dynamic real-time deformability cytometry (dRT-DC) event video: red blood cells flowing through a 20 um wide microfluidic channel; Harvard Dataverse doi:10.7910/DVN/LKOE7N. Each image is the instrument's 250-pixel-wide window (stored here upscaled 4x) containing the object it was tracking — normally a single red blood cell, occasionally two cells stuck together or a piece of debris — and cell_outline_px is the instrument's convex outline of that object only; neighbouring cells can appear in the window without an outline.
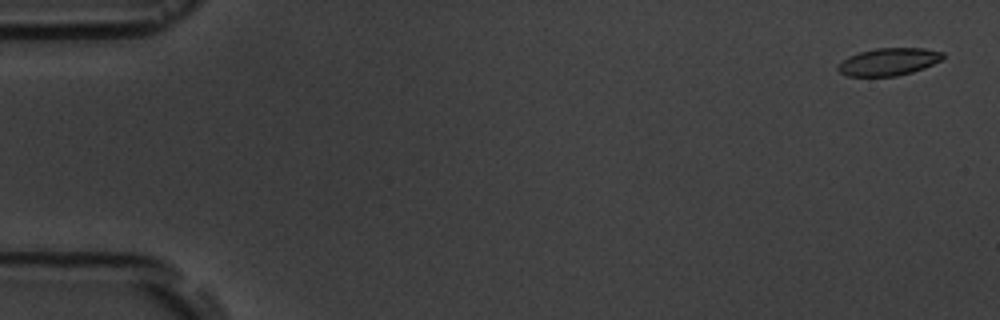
{"species": "common noctule bat (a hibernating species)", "species_latin": "Nyctalus noctula", "temperature_condition": "room temperature", "stored_images_in_passage": 7, "camera_frame_rate_fps": 3000, "um_per_image_px": 0.085, "animal": {"sex": "male", "body_mass_g": 19.5, "forearm_length_mm": 54.6}, "frame": {"image": 1, "passage_image": 1, "time_ms": 0.0, "image_size_px": [1000, 320], "cell_outline_px": [[944, 56], [940, 60], [924, 68], [912, 72], [896, 76], [848, 76], [840, 72], [836, 68], [848, 56], [860, 52], [876, 48], [924, 48], [944, 52]], "centroid_in_image_um": [75.55, 5.24], "position_along_channel_um": 9.5, "area_um2": 16.65}}
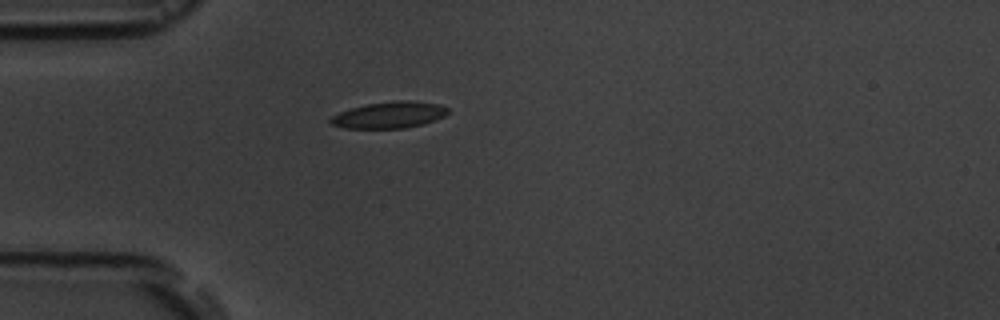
{"frame": {"image": 2, "passage_image": 5, "time_ms": 4.667, "image_size_px": [1000, 320], "cell_outline_px": [[448, 112], [444, 116], [436, 120], [404, 128], [344, 128], [332, 124], [328, 120], [332, 116], [340, 112], [352, 108], [368, 104], [396, 100], [412, 100], [440, 104], [448, 108]], "centroid_in_image_um": [33.11, 9.76], "position_along_channel_um": 51.9, "area_um2": 17.98}}
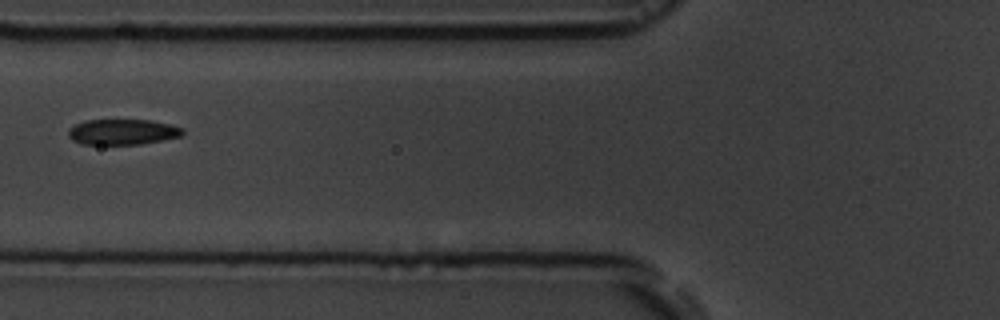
{"frame": {"image": 3, "passage_image": 7, "time_ms": 6.667, "image_size_px": [1000, 320], "cell_outline_px": [[184, 132], [180, 136], [140, 144], [80, 144], [72, 140], [68, 136], [68, 128], [84, 120], [152, 120], [172, 124], [184, 128]], "centroid_in_image_um": [10.4, 11.2], "position_along_channel_um": 115.4, "area_um2": 17.11}}